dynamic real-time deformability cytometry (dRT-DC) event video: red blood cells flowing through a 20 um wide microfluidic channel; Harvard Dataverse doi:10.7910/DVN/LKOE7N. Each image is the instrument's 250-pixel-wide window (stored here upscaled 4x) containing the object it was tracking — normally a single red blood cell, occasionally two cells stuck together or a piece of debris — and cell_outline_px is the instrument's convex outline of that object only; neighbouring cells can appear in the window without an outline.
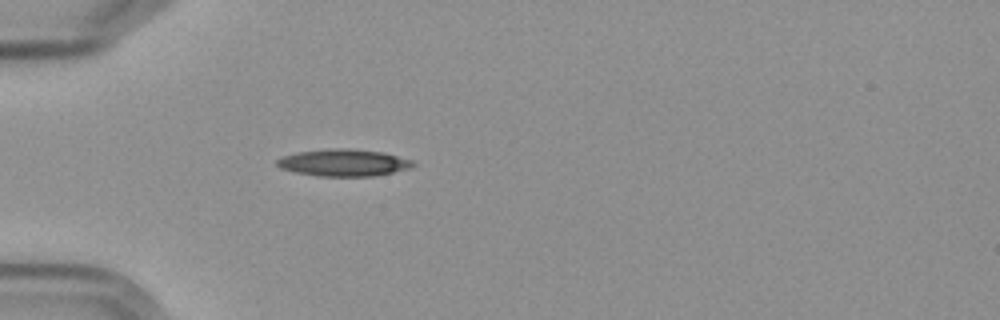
{"species": "Egyptian fruit bat (a non-hibernating species)", "species_latin": "Rousettus aegyptiacus", "temperature_condition": "cold", "stored_images_in_passage": 1, "camera_frame_rate_fps": 3000, "um_per_image_px": 0.085, "frame": {"image": 1, "passage_image": 1, "time_ms": 0.0, "image_size_px": [1000, 320], "cell_outline_px": [[416, 164], [412, 168], [376, 176], [316, 176], [292, 172], [280, 168], [276, 164], [276, 160], [284, 156], [296, 152], [332, 148], [348, 148], [384, 152], [412, 160]], "centroid_in_image_um": [29.21, 13.83], "position_along_channel_um": 55.8, "area_um2": 21.68}}